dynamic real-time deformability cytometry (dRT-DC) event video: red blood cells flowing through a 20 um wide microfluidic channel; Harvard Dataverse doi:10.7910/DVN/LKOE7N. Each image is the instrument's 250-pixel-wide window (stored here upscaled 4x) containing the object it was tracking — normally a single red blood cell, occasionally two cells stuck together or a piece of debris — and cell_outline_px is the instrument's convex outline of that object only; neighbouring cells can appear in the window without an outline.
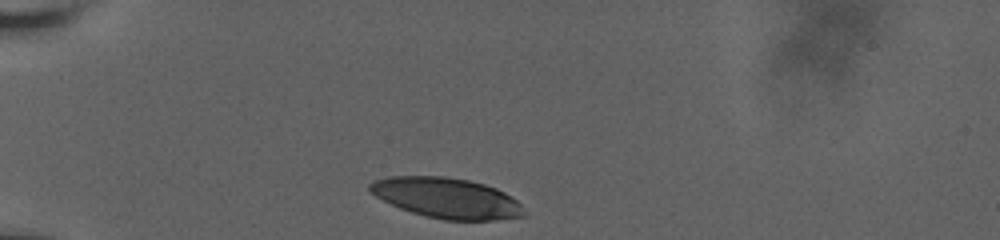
{"species": "human", "species_latin": "Homo sapiens", "temperature_condition": "room temperature", "stored_images_in_passage": 47, "camera_frame_rate_fps": 3000, "um_per_image_px": 0.085, "donor": {"sex": "male"}, "frame": {"image": 1, "passage_image": 1, "time_ms": 0.0, "image_size_px": [1000, 240], "cell_outline_px": [[524, 216], [496, 220], [444, 220], [424, 216], [400, 208], [376, 196], [368, 188], [368, 184], [372, 180], [388, 176], [444, 176], [468, 180], [484, 184], [496, 188], [512, 196], [520, 204], [524, 212]], "centroid_in_image_um": [37.96, 16.82], "position_along_channel_um": 47.0, "area_um2": 36.3}}
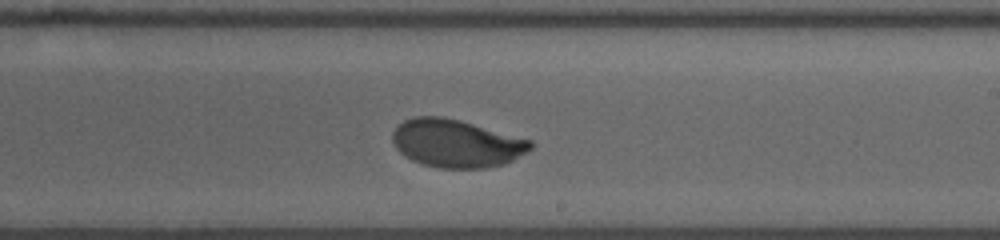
{"frame": {"image": 2, "passage_image": 24, "time_ms": 6.667, "image_size_px": [1000, 240], "cell_outline_px": [[532, 148], [512, 160], [504, 164], [488, 168], [440, 168], [420, 164], [404, 156], [396, 148], [392, 140], [392, 132], [404, 120], [416, 116], [444, 116], [460, 120], [532, 140]], "centroid_in_image_um": [38.77, 12.19], "position_along_channel_um": 250.2, "area_um2": 38.61}}
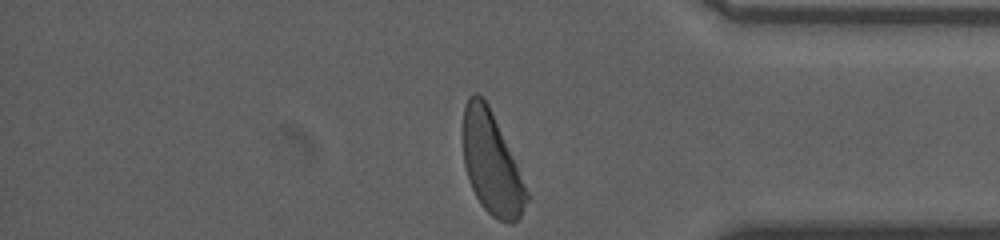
{"frame": {"image": 3, "passage_image": 46, "time_ms": 11.0, "image_size_px": [1000, 240], "cell_outline_px": [[532, 196], [520, 216], [512, 224], [508, 224], [492, 216], [480, 204], [468, 180], [464, 164], [464, 104], [468, 96], [472, 92], [476, 92], [488, 104]], "centroid_in_image_um": [41.82, 13.93], "position_along_channel_um": 393.4, "area_um2": 37.86}, "authors_computed_cell_mechanics": {"area_um2": 39.304, "velocity_mm_per_s": 3.6198, "shape_relaxation_time_tau1_ms": 3.9683, "shape_relaxation_time_tau2_ms": null, "deformation_change_tau1": 0.184, "deformation_change_tau2": null}}